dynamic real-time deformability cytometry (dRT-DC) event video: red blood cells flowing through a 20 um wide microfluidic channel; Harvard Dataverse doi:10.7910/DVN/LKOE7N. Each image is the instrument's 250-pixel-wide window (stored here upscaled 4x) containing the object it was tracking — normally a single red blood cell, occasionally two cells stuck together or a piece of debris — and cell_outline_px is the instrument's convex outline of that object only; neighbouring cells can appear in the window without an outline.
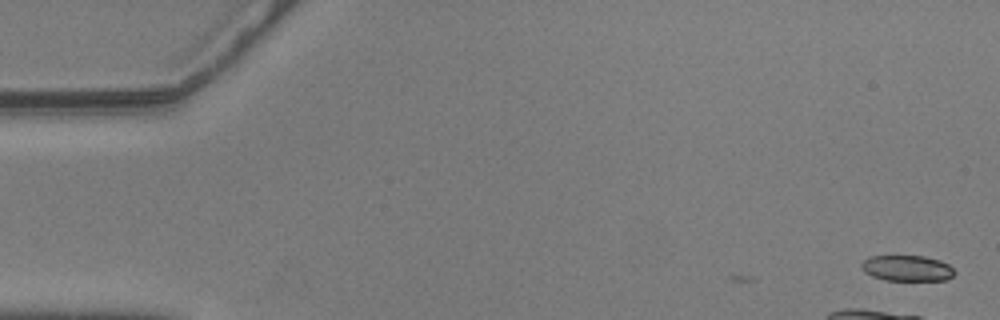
{"species": "common noctule bat (a hibernating species)", "species_latin": "Nyctalus noctula", "temperature_condition": "warm", "stored_images_in_passage": 7, "camera_frame_rate_fps": 3000, "um_per_image_px": 0.085, "animal": {"sex": "male", "body_mass_g": 20.5, "forearm_length_mm": 52.5}, "frame": {"image": 1, "passage_image": 1, "time_ms": 0.0, "image_size_px": [1000, 320], "cell_outline_px": [[956, 272], [952, 276], [944, 280], [884, 280], [872, 276], [864, 272], [860, 264], [868, 256], [924, 256], [940, 260], [948, 264]], "centroid_in_image_um": [77.08, 22.79], "position_along_channel_um": 7.9, "area_um2": 13.99}}